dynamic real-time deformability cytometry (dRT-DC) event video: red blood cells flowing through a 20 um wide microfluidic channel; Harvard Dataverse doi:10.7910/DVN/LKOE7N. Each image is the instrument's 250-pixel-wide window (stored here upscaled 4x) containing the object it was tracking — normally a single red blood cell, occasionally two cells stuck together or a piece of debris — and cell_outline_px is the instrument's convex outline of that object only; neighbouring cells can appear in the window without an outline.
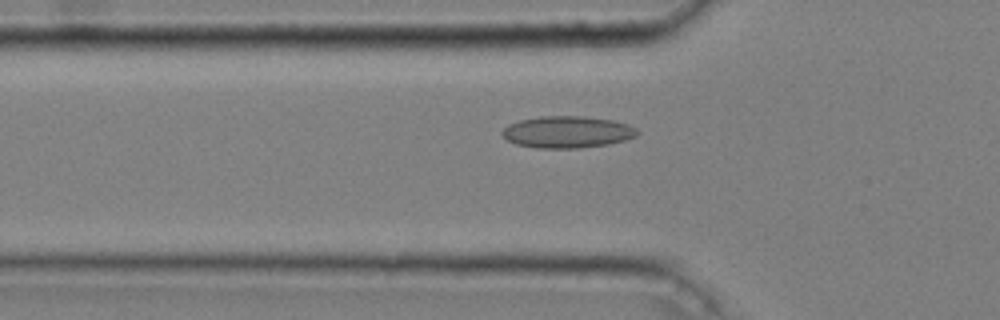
{"species": "common noctule bat (a hibernating species)", "species_latin": "Nyctalus noctula", "temperature_condition": "cold", "stored_images_in_passage": 48, "camera_frame_rate_fps": 3000, "um_per_image_px": 0.085, "animal": {"sex": "male", "body_mass_g": 20.4}, "frame": {"image": 1, "passage_image": 18, "time_ms": 5.667, "image_size_px": [1000, 320], "cell_outline_px": [[640, 132], [636, 136], [624, 140], [608, 144], [580, 148], [536, 148], [516, 144], [508, 140], [500, 132], [508, 124], [520, 120], [540, 116], [584, 116], [612, 120], [628, 124], [636, 128]], "centroid_in_image_um": [48.22, 11.22], "position_along_channel_um": 77.6, "area_um2": 25.09}}
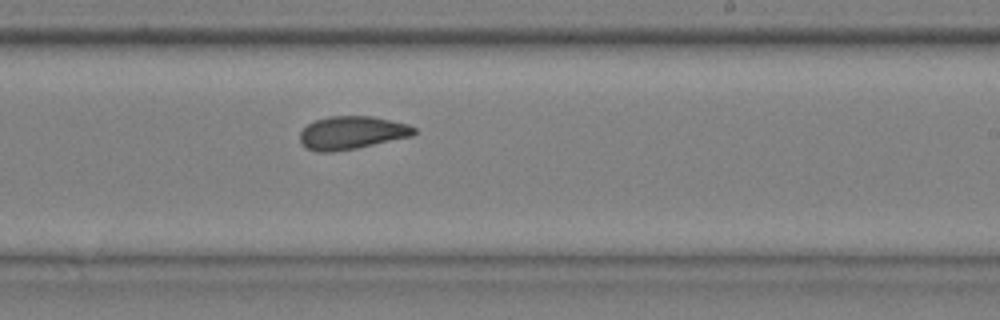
{"frame": {"image": 2, "passage_image": 33, "time_ms": 10.667, "image_size_px": [1000, 320], "cell_outline_px": [[416, 132], [412, 136], [356, 148], [332, 152], [320, 152], [304, 148], [300, 144], [300, 132], [308, 124], [316, 120], [328, 116], [372, 116], [408, 124], [416, 128]], "centroid_in_image_um": [29.88, 11.28], "position_along_channel_um": 259.1, "area_um2": 22.02}}
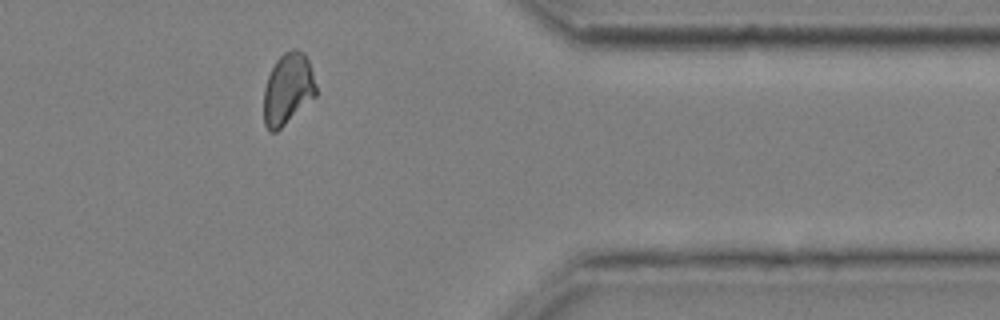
{"frame": {"image": 3, "passage_image": 45, "time_ms": 14.667, "image_size_px": [1000, 320], "cell_outline_px": [[316, 96], [276, 132], [268, 132], [264, 124], [264, 88], [268, 76], [276, 60], [284, 52], [292, 48], [296, 48], [304, 52], [308, 60], [316, 84]], "centroid_in_image_um": [24.46, 7.56], "position_along_channel_um": 386.9, "area_um2": 21.79}, "authors_computed_cell_mechanics": {"area_um2": 22.542, "velocity_mm_per_s": 3.6325, "shape_relaxation_time_tau1_ms": null, "shape_relaxation_time_tau2_ms": 2.3185, "deformation_change_tau1": null, "deformation_change_tau2": 0.0754}}